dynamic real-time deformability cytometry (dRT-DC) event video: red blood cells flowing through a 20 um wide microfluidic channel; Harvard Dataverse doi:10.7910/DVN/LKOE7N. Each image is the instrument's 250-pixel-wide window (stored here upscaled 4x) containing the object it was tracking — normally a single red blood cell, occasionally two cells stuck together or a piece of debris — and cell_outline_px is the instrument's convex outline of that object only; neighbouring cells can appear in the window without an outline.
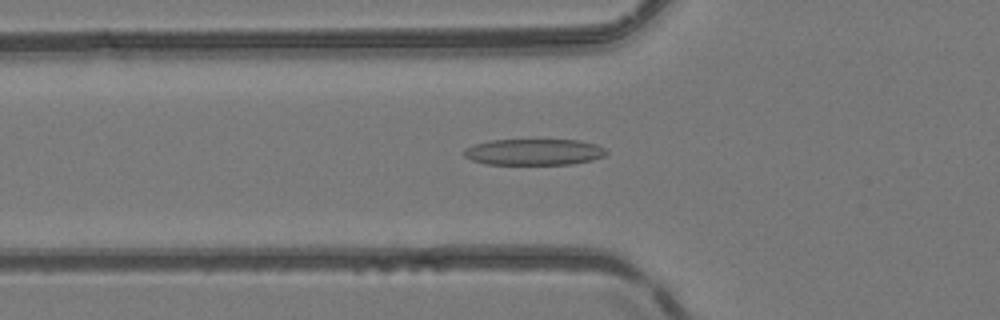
{"species": "common noctule bat (a hibernating species)", "species_latin": "Nyctalus noctula", "temperature_condition": "room temperature", "stored_images_in_passage": 29, "camera_frame_rate_fps": 3000, "um_per_image_px": 0.085, "animal": {"sex": "female", "body_mass_g": 24.6, "forearm_length_mm": 56.2}, "frame": {"image": 1, "passage_image": 4, "time_ms": 1.0, "image_size_px": [1000, 320], "cell_outline_px": [[608, 152], [604, 156], [592, 160], [572, 164], [488, 164], [472, 160], [464, 156], [464, 148], [476, 144], [492, 140], [580, 140], [596, 144], [604, 148]], "centroid_in_image_um": [45.41, 12.92], "position_along_channel_um": 80.4, "area_um2": 21.68}}
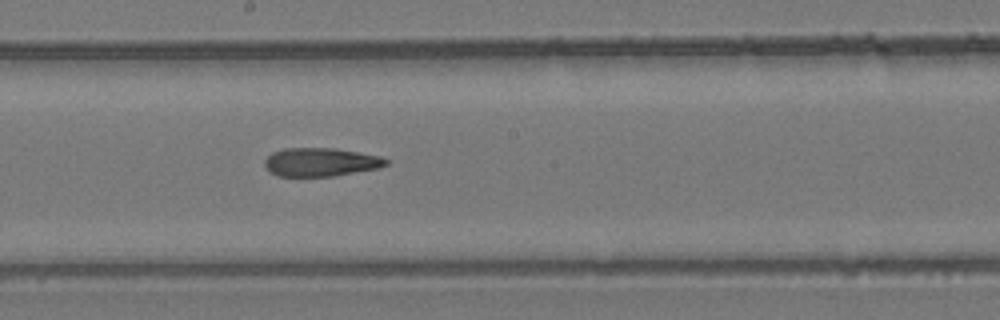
{"frame": {"image": 2, "passage_image": 14, "time_ms": 4.333, "image_size_px": [1000, 320], "cell_outline_px": [[388, 164], [380, 168], [336, 176], [276, 176], [268, 172], [264, 164], [264, 160], [272, 152], [284, 148], [332, 148], [380, 156], [388, 160]], "centroid_in_image_um": [27.23, 13.79], "position_along_channel_um": 221.0, "area_um2": 20.29}}
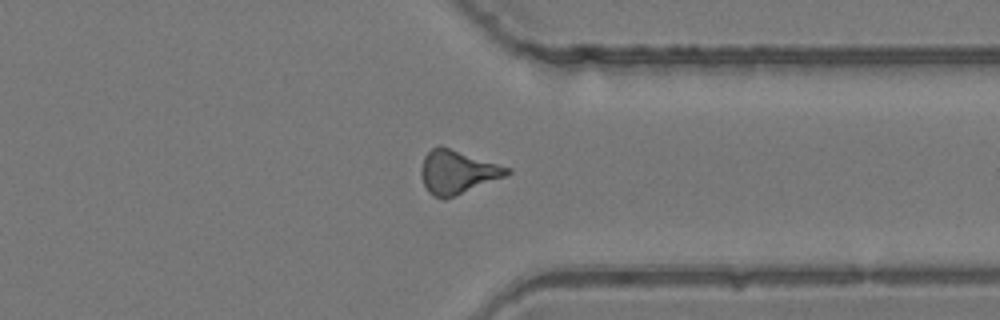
{"frame": {"image": 3, "passage_image": 25, "time_ms": 8.0, "image_size_px": [1000, 320], "cell_outline_px": [[512, 172], [504, 176], [444, 200], [432, 196], [428, 192], [420, 176], [420, 168], [424, 156], [432, 148], [440, 144], [512, 168]], "centroid_in_image_um": [38.84, 14.6], "position_along_channel_um": 372.6, "area_um2": 21.91}, "authors_computed_cell_mechanics": {"area_um2": 20.9236, "velocity_mm_per_s": 4.2002, "shape_relaxation_time_tau1_ms": null, "shape_relaxation_time_tau2_ms": 4.7418, "deformation_change_tau1": null, "deformation_change_tau2": 0.1763}}